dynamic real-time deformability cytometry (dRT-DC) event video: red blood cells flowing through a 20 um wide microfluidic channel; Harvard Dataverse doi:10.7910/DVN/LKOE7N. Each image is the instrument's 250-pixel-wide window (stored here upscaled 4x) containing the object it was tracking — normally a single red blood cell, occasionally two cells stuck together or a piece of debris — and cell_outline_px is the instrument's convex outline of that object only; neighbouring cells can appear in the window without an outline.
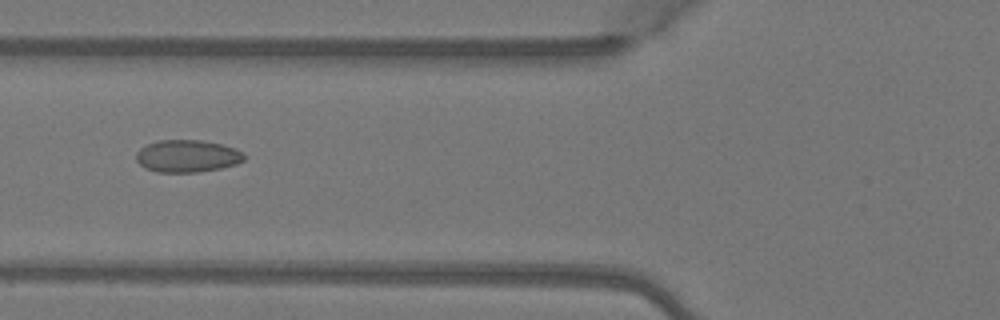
{"species": "Egyptian fruit bat (a non-hibernating species)", "species_latin": "Rousettus aegyptiacus", "temperature_condition": "warm", "stored_images_in_passage": 5, "camera_frame_rate_fps": 3000, "um_per_image_px": 0.085, "animal": {"sex": "female"}, "frame": {"image": 1, "passage_image": 5, "time_ms": 1.333, "image_size_px": [1000, 320], "cell_outline_px": [[244, 160], [236, 164], [220, 168], [196, 172], [156, 172], [144, 168], [136, 160], [136, 152], [140, 148], [156, 140], [200, 140], [220, 144], [236, 148], [244, 152]], "centroid_in_image_um": [15.9, 13.26], "position_along_channel_um": 109.9, "area_um2": 20.4}}